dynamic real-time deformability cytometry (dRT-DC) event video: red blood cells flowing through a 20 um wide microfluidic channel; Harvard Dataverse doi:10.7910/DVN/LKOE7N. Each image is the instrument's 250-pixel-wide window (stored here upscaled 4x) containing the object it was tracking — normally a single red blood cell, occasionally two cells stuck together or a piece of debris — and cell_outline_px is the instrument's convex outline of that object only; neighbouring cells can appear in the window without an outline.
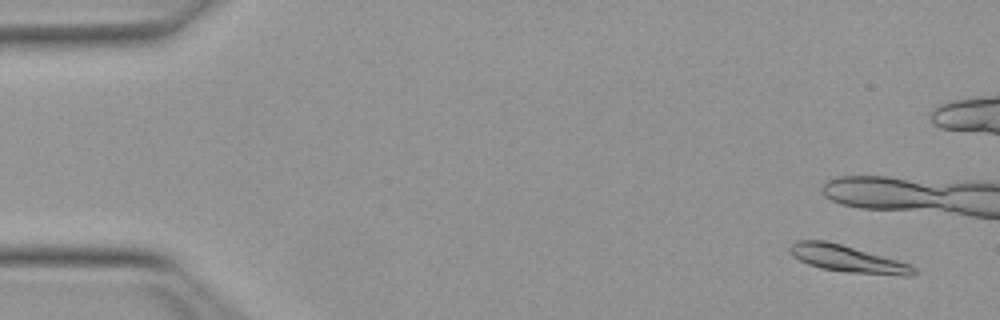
{"species": "Egyptian fruit bat (a non-hibernating species)", "species_latin": "Rousettus aegyptiacus", "temperature_condition": "warm", "stored_images_in_passage": 14, "camera_frame_rate_fps": 3000, "um_per_image_px": 0.085, "animal": {"sex": "female"}, "frame": {"image": 1, "passage_image": 3, "time_ms": 0.667, "image_size_px": [1000, 320], "cell_outline_px": [[916, 272], [912, 276], [900, 276], [848, 272], [820, 268], [808, 264], [792, 256], [788, 252], [788, 248], [796, 240], [824, 240], [840, 244], [896, 260], [908, 264], [916, 268]], "centroid_in_image_um": [72.0, 22.0], "position_along_channel_um": 13.0, "area_um2": 19.19}}